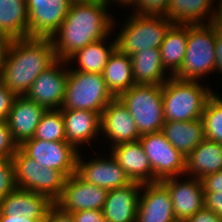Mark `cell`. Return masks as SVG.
Returning a JSON list of instances; mask_svg holds the SVG:
<instances>
[{"label":"cell","instance_id":"obj_33","mask_svg":"<svg viewBox=\"0 0 222 222\" xmlns=\"http://www.w3.org/2000/svg\"><path fill=\"white\" fill-rule=\"evenodd\" d=\"M16 188L13 160H0V203Z\"/></svg>","mask_w":222,"mask_h":222},{"label":"cell","instance_id":"obj_39","mask_svg":"<svg viewBox=\"0 0 222 222\" xmlns=\"http://www.w3.org/2000/svg\"><path fill=\"white\" fill-rule=\"evenodd\" d=\"M43 222H75L72 213L63 211L55 203L50 207Z\"/></svg>","mask_w":222,"mask_h":222},{"label":"cell","instance_id":"obj_30","mask_svg":"<svg viewBox=\"0 0 222 222\" xmlns=\"http://www.w3.org/2000/svg\"><path fill=\"white\" fill-rule=\"evenodd\" d=\"M187 44L188 25L173 24L159 47L163 68L172 77L179 71L183 63Z\"/></svg>","mask_w":222,"mask_h":222},{"label":"cell","instance_id":"obj_44","mask_svg":"<svg viewBox=\"0 0 222 222\" xmlns=\"http://www.w3.org/2000/svg\"><path fill=\"white\" fill-rule=\"evenodd\" d=\"M43 220L44 219H30L22 215L6 216L0 212V222H43Z\"/></svg>","mask_w":222,"mask_h":222},{"label":"cell","instance_id":"obj_28","mask_svg":"<svg viewBox=\"0 0 222 222\" xmlns=\"http://www.w3.org/2000/svg\"><path fill=\"white\" fill-rule=\"evenodd\" d=\"M29 38L25 0H0V39Z\"/></svg>","mask_w":222,"mask_h":222},{"label":"cell","instance_id":"obj_21","mask_svg":"<svg viewBox=\"0 0 222 222\" xmlns=\"http://www.w3.org/2000/svg\"><path fill=\"white\" fill-rule=\"evenodd\" d=\"M108 151L126 171L132 182L140 184L153 182L152 168L139 140L118 144Z\"/></svg>","mask_w":222,"mask_h":222},{"label":"cell","instance_id":"obj_16","mask_svg":"<svg viewBox=\"0 0 222 222\" xmlns=\"http://www.w3.org/2000/svg\"><path fill=\"white\" fill-rule=\"evenodd\" d=\"M101 136L110 142V148L128 142L138 141L140 134L135 120L119 98H114L100 115Z\"/></svg>","mask_w":222,"mask_h":222},{"label":"cell","instance_id":"obj_14","mask_svg":"<svg viewBox=\"0 0 222 222\" xmlns=\"http://www.w3.org/2000/svg\"><path fill=\"white\" fill-rule=\"evenodd\" d=\"M161 182L169 190L177 221L185 222L204 207V188L200 179L181 175L163 179Z\"/></svg>","mask_w":222,"mask_h":222},{"label":"cell","instance_id":"obj_1","mask_svg":"<svg viewBox=\"0 0 222 222\" xmlns=\"http://www.w3.org/2000/svg\"><path fill=\"white\" fill-rule=\"evenodd\" d=\"M104 0H73L66 18L51 36L57 59L68 61L78 50L106 38L117 25Z\"/></svg>","mask_w":222,"mask_h":222},{"label":"cell","instance_id":"obj_11","mask_svg":"<svg viewBox=\"0 0 222 222\" xmlns=\"http://www.w3.org/2000/svg\"><path fill=\"white\" fill-rule=\"evenodd\" d=\"M68 62L57 59L32 83L25 97L46 110L61 109L68 78Z\"/></svg>","mask_w":222,"mask_h":222},{"label":"cell","instance_id":"obj_6","mask_svg":"<svg viewBox=\"0 0 222 222\" xmlns=\"http://www.w3.org/2000/svg\"><path fill=\"white\" fill-rule=\"evenodd\" d=\"M68 68L65 96L61 109L88 110L101 115L115 98L101 73H87Z\"/></svg>","mask_w":222,"mask_h":222},{"label":"cell","instance_id":"obj_23","mask_svg":"<svg viewBox=\"0 0 222 222\" xmlns=\"http://www.w3.org/2000/svg\"><path fill=\"white\" fill-rule=\"evenodd\" d=\"M222 170V144L204 139L185 159V174L202 179Z\"/></svg>","mask_w":222,"mask_h":222},{"label":"cell","instance_id":"obj_26","mask_svg":"<svg viewBox=\"0 0 222 222\" xmlns=\"http://www.w3.org/2000/svg\"><path fill=\"white\" fill-rule=\"evenodd\" d=\"M113 33L106 38L88 44L78 50L68 59L69 66L73 60L78 64L75 71L87 73H103L104 67L113 51L117 48L115 35ZM110 40L111 42H108ZM108 43V44H107Z\"/></svg>","mask_w":222,"mask_h":222},{"label":"cell","instance_id":"obj_13","mask_svg":"<svg viewBox=\"0 0 222 222\" xmlns=\"http://www.w3.org/2000/svg\"><path fill=\"white\" fill-rule=\"evenodd\" d=\"M29 37L51 38L59 29L73 0H25Z\"/></svg>","mask_w":222,"mask_h":222},{"label":"cell","instance_id":"obj_15","mask_svg":"<svg viewBox=\"0 0 222 222\" xmlns=\"http://www.w3.org/2000/svg\"><path fill=\"white\" fill-rule=\"evenodd\" d=\"M108 190L83 181L76 173L66 178L60 198L55 204L63 211L102 210Z\"/></svg>","mask_w":222,"mask_h":222},{"label":"cell","instance_id":"obj_36","mask_svg":"<svg viewBox=\"0 0 222 222\" xmlns=\"http://www.w3.org/2000/svg\"><path fill=\"white\" fill-rule=\"evenodd\" d=\"M17 96L2 82L0 83V121H6Z\"/></svg>","mask_w":222,"mask_h":222},{"label":"cell","instance_id":"obj_3","mask_svg":"<svg viewBox=\"0 0 222 222\" xmlns=\"http://www.w3.org/2000/svg\"><path fill=\"white\" fill-rule=\"evenodd\" d=\"M201 81L170 77L162 84L164 120L191 121L202 117L206 102L214 94Z\"/></svg>","mask_w":222,"mask_h":222},{"label":"cell","instance_id":"obj_2","mask_svg":"<svg viewBox=\"0 0 222 222\" xmlns=\"http://www.w3.org/2000/svg\"><path fill=\"white\" fill-rule=\"evenodd\" d=\"M56 60L51 38L9 40L1 82L16 96H25L34 80Z\"/></svg>","mask_w":222,"mask_h":222},{"label":"cell","instance_id":"obj_19","mask_svg":"<svg viewBox=\"0 0 222 222\" xmlns=\"http://www.w3.org/2000/svg\"><path fill=\"white\" fill-rule=\"evenodd\" d=\"M46 109L25 96H17L13 102L7 124L13 139L20 146L34 137L36 128Z\"/></svg>","mask_w":222,"mask_h":222},{"label":"cell","instance_id":"obj_9","mask_svg":"<svg viewBox=\"0 0 222 222\" xmlns=\"http://www.w3.org/2000/svg\"><path fill=\"white\" fill-rule=\"evenodd\" d=\"M139 141L149 159L153 182L185 175L186 157L166 139L161 131L141 135Z\"/></svg>","mask_w":222,"mask_h":222},{"label":"cell","instance_id":"obj_12","mask_svg":"<svg viewBox=\"0 0 222 222\" xmlns=\"http://www.w3.org/2000/svg\"><path fill=\"white\" fill-rule=\"evenodd\" d=\"M81 151L76 162V174L85 182L91 183L106 190H113L128 186L131 179L116 159L109 155L85 160Z\"/></svg>","mask_w":222,"mask_h":222},{"label":"cell","instance_id":"obj_38","mask_svg":"<svg viewBox=\"0 0 222 222\" xmlns=\"http://www.w3.org/2000/svg\"><path fill=\"white\" fill-rule=\"evenodd\" d=\"M201 181L204 192L222 193V170L205 176Z\"/></svg>","mask_w":222,"mask_h":222},{"label":"cell","instance_id":"obj_40","mask_svg":"<svg viewBox=\"0 0 222 222\" xmlns=\"http://www.w3.org/2000/svg\"><path fill=\"white\" fill-rule=\"evenodd\" d=\"M72 215L75 222H107L102 210H83Z\"/></svg>","mask_w":222,"mask_h":222},{"label":"cell","instance_id":"obj_37","mask_svg":"<svg viewBox=\"0 0 222 222\" xmlns=\"http://www.w3.org/2000/svg\"><path fill=\"white\" fill-rule=\"evenodd\" d=\"M204 207L222 218V193L204 192Z\"/></svg>","mask_w":222,"mask_h":222},{"label":"cell","instance_id":"obj_45","mask_svg":"<svg viewBox=\"0 0 222 222\" xmlns=\"http://www.w3.org/2000/svg\"><path fill=\"white\" fill-rule=\"evenodd\" d=\"M8 44H9V40L0 39V83L2 81L4 60H5V55H6V52H7Z\"/></svg>","mask_w":222,"mask_h":222},{"label":"cell","instance_id":"obj_20","mask_svg":"<svg viewBox=\"0 0 222 222\" xmlns=\"http://www.w3.org/2000/svg\"><path fill=\"white\" fill-rule=\"evenodd\" d=\"M142 184L132 182L128 186L108 190L102 212L107 222H136L139 195Z\"/></svg>","mask_w":222,"mask_h":222},{"label":"cell","instance_id":"obj_29","mask_svg":"<svg viewBox=\"0 0 222 222\" xmlns=\"http://www.w3.org/2000/svg\"><path fill=\"white\" fill-rule=\"evenodd\" d=\"M102 75L107 88L115 98L135 85L131 57L118 48L109 57Z\"/></svg>","mask_w":222,"mask_h":222},{"label":"cell","instance_id":"obj_25","mask_svg":"<svg viewBox=\"0 0 222 222\" xmlns=\"http://www.w3.org/2000/svg\"><path fill=\"white\" fill-rule=\"evenodd\" d=\"M216 0H170L166 17L173 24H209L213 19Z\"/></svg>","mask_w":222,"mask_h":222},{"label":"cell","instance_id":"obj_41","mask_svg":"<svg viewBox=\"0 0 222 222\" xmlns=\"http://www.w3.org/2000/svg\"><path fill=\"white\" fill-rule=\"evenodd\" d=\"M185 222H222V218L217 216L213 211L203 207Z\"/></svg>","mask_w":222,"mask_h":222},{"label":"cell","instance_id":"obj_5","mask_svg":"<svg viewBox=\"0 0 222 222\" xmlns=\"http://www.w3.org/2000/svg\"><path fill=\"white\" fill-rule=\"evenodd\" d=\"M117 35V48L132 56L138 51L159 48L169 28L173 25L166 16H142L131 12Z\"/></svg>","mask_w":222,"mask_h":222},{"label":"cell","instance_id":"obj_46","mask_svg":"<svg viewBox=\"0 0 222 222\" xmlns=\"http://www.w3.org/2000/svg\"><path fill=\"white\" fill-rule=\"evenodd\" d=\"M104 2L107 4V6L108 7H110L111 8V5L112 4H119V5H121L122 7L124 6V8L126 7L127 8V6L129 7V8H135V6H136V2H137V0H104ZM112 3V4H111ZM133 6V7H132Z\"/></svg>","mask_w":222,"mask_h":222},{"label":"cell","instance_id":"obj_8","mask_svg":"<svg viewBox=\"0 0 222 222\" xmlns=\"http://www.w3.org/2000/svg\"><path fill=\"white\" fill-rule=\"evenodd\" d=\"M12 160L17 188L44 195L53 203L60 198L66 181L60 171L43 167L20 148Z\"/></svg>","mask_w":222,"mask_h":222},{"label":"cell","instance_id":"obj_22","mask_svg":"<svg viewBox=\"0 0 222 222\" xmlns=\"http://www.w3.org/2000/svg\"><path fill=\"white\" fill-rule=\"evenodd\" d=\"M54 203L46 196L16 188L8 193L0 203L3 215H22L30 219H45Z\"/></svg>","mask_w":222,"mask_h":222},{"label":"cell","instance_id":"obj_43","mask_svg":"<svg viewBox=\"0 0 222 222\" xmlns=\"http://www.w3.org/2000/svg\"><path fill=\"white\" fill-rule=\"evenodd\" d=\"M216 73L215 74H222V35L217 34L216 37ZM218 71V72H217Z\"/></svg>","mask_w":222,"mask_h":222},{"label":"cell","instance_id":"obj_27","mask_svg":"<svg viewBox=\"0 0 222 222\" xmlns=\"http://www.w3.org/2000/svg\"><path fill=\"white\" fill-rule=\"evenodd\" d=\"M130 57L134 83L137 85H162L172 77L163 68L159 48L138 51Z\"/></svg>","mask_w":222,"mask_h":222},{"label":"cell","instance_id":"obj_18","mask_svg":"<svg viewBox=\"0 0 222 222\" xmlns=\"http://www.w3.org/2000/svg\"><path fill=\"white\" fill-rule=\"evenodd\" d=\"M65 127V142L78 152L101 136L100 114L88 110L60 109ZM95 138V139H94ZM84 144V145H83ZM81 146V147H80ZM80 148V149H79Z\"/></svg>","mask_w":222,"mask_h":222},{"label":"cell","instance_id":"obj_42","mask_svg":"<svg viewBox=\"0 0 222 222\" xmlns=\"http://www.w3.org/2000/svg\"><path fill=\"white\" fill-rule=\"evenodd\" d=\"M218 5L214 10L213 19L211 25L214 27L217 34L222 35V0H218Z\"/></svg>","mask_w":222,"mask_h":222},{"label":"cell","instance_id":"obj_24","mask_svg":"<svg viewBox=\"0 0 222 222\" xmlns=\"http://www.w3.org/2000/svg\"><path fill=\"white\" fill-rule=\"evenodd\" d=\"M161 132L185 157L205 139L202 118L191 121H166Z\"/></svg>","mask_w":222,"mask_h":222},{"label":"cell","instance_id":"obj_17","mask_svg":"<svg viewBox=\"0 0 222 222\" xmlns=\"http://www.w3.org/2000/svg\"><path fill=\"white\" fill-rule=\"evenodd\" d=\"M136 222H177L169 190L161 181L142 184Z\"/></svg>","mask_w":222,"mask_h":222},{"label":"cell","instance_id":"obj_35","mask_svg":"<svg viewBox=\"0 0 222 222\" xmlns=\"http://www.w3.org/2000/svg\"><path fill=\"white\" fill-rule=\"evenodd\" d=\"M18 148L7 121H0V160L12 159Z\"/></svg>","mask_w":222,"mask_h":222},{"label":"cell","instance_id":"obj_34","mask_svg":"<svg viewBox=\"0 0 222 222\" xmlns=\"http://www.w3.org/2000/svg\"><path fill=\"white\" fill-rule=\"evenodd\" d=\"M170 0H137L132 12L142 16H166Z\"/></svg>","mask_w":222,"mask_h":222},{"label":"cell","instance_id":"obj_10","mask_svg":"<svg viewBox=\"0 0 222 222\" xmlns=\"http://www.w3.org/2000/svg\"><path fill=\"white\" fill-rule=\"evenodd\" d=\"M19 148L43 167L60 171L66 178L76 173L79 152L65 141H45L33 137Z\"/></svg>","mask_w":222,"mask_h":222},{"label":"cell","instance_id":"obj_7","mask_svg":"<svg viewBox=\"0 0 222 222\" xmlns=\"http://www.w3.org/2000/svg\"><path fill=\"white\" fill-rule=\"evenodd\" d=\"M135 120L140 135L159 132L165 123L162 85H133L118 97Z\"/></svg>","mask_w":222,"mask_h":222},{"label":"cell","instance_id":"obj_32","mask_svg":"<svg viewBox=\"0 0 222 222\" xmlns=\"http://www.w3.org/2000/svg\"><path fill=\"white\" fill-rule=\"evenodd\" d=\"M35 139L65 141V127L60 109L46 110L36 128Z\"/></svg>","mask_w":222,"mask_h":222},{"label":"cell","instance_id":"obj_4","mask_svg":"<svg viewBox=\"0 0 222 222\" xmlns=\"http://www.w3.org/2000/svg\"><path fill=\"white\" fill-rule=\"evenodd\" d=\"M216 37L217 33L210 23L188 25L185 57L179 71L173 77L180 80L203 81L207 76H211V73H215Z\"/></svg>","mask_w":222,"mask_h":222},{"label":"cell","instance_id":"obj_31","mask_svg":"<svg viewBox=\"0 0 222 222\" xmlns=\"http://www.w3.org/2000/svg\"><path fill=\"white\" fill-rule=\"evenodd\" d=\"M222 95L216 91L202 113L205 139L222 144Z\"/></svg>","mask_w":222,"mask_h":222}]
</instances>
